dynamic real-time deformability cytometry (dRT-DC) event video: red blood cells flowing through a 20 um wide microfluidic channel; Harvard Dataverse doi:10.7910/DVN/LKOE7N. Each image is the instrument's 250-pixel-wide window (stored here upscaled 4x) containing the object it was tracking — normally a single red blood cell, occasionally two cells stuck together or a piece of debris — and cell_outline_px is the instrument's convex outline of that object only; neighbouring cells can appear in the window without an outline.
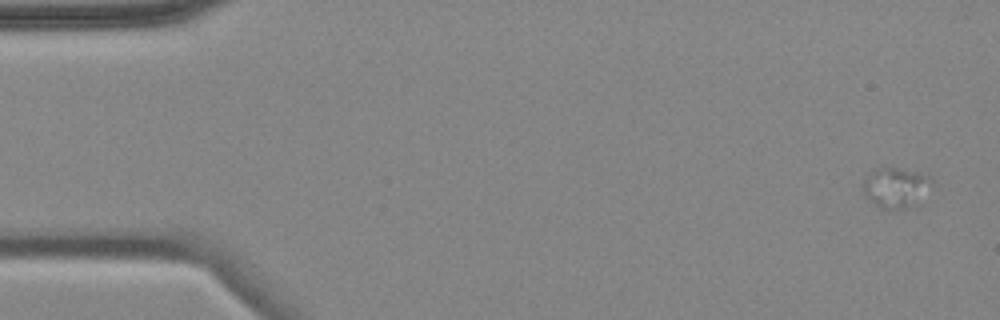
{"species": "common noctule bat (a hibernating species)", "species_latin": "Nyctalus noctula", "temperature_condition": "cold", "stored_images_in_passage": 5, "camera_frame_rate_fps": 3000, "um_per_image_px": 0.085, "animal": {"sex": "female", "body_mass_g": 18.4}, "frame": {"image": 1, "passage_image": 1, "time_ms": 0.0, "image_size_px": [1000, 320], "cell_outline_px": [[932, 180], [920, 204], [916, 208], [880, 208], [868, 200], [864, 196], [864, 180], [876, 168], [884, 164], [920, 172], [932, 176]], "centroid_in_image_um": [76.17, 15.92], "position_along_channel_um": 8.8, "area_um2": 16.65}}